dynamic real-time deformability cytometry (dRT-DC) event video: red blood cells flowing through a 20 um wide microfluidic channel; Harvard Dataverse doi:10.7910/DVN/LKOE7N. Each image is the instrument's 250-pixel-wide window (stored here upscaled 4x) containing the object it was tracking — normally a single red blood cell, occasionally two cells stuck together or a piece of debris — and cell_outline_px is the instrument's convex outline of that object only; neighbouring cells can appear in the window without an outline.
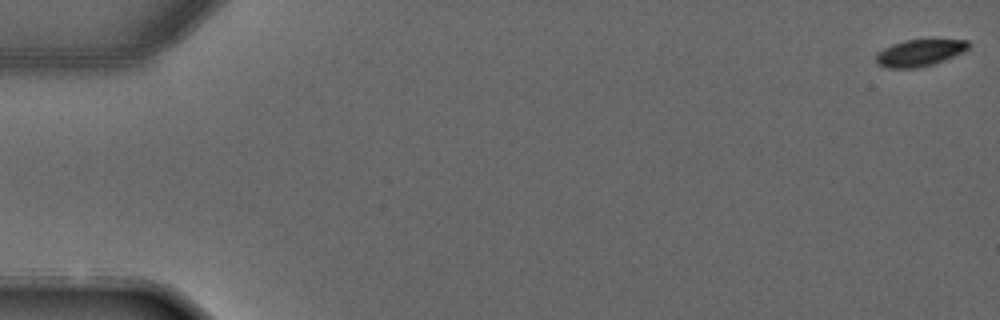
{"species": "common noctule bat (a hibernating species)", "species_latin": "Nyctalus noctula", "temperature_condition": "warm", "stored_images_in_passage": 3, "camera_frame_rate_fps": 3000, "um_per_image_px": 0.085, "animal": {"sex": "male", "forearm_length_mm": 52.5}, "frame": {"image": 1, "passage_image": 1, "time_ms": 0.0, "image_size_px": [1000, 320], "cell_outline_px": [[972, 44], [964, 52], [944, 60], [932, 64], [916, 68], [888, 68], [876, 64], [876, 56], [884, 48], [892, 44], [904, 40], [968, 40]], "centroid_in_image_um": [78.18, 4.49], "position_along_channel_um": 6.8, "area_um2": 14.33}}